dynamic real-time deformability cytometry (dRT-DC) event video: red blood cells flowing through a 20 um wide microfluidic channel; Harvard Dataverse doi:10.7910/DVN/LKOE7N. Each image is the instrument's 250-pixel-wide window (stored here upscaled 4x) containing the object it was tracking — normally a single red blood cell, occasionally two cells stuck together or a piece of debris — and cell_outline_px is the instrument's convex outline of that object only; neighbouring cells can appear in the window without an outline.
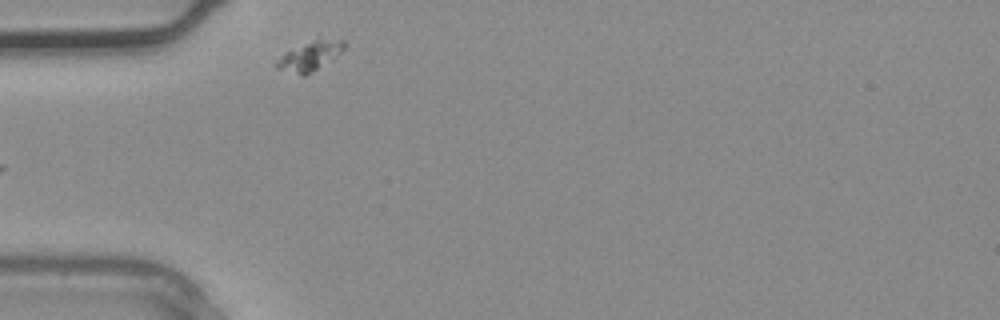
{"species": "common noctule bat (a hibernating species)", "species_latin": "Nyctalus noctula", "temperature_condition": "warm", "stored_images_in_passage": 4, "segment_of_instrument_passage": [2, 2], "camera_frame_rate_fps": 3000, "um_per_image_px": 0.085, "animal": {"sex": "male", "body_mass_g": 20.4}, "frame": {"image": 1, "passage_image": 4, "time_ms": 1.0, "image_size_px": [1000, 320], "cell_outline_px": [[348, 44], [340, 52], [304, 76], [300, 76], [276, 68], [276, 64], [284, 52], [320, 36], [344, 40]], "centroid_in_image_um": [26.35, 4.7], "position_along_channel_um": 58.6, "area_um2": 11.5}}